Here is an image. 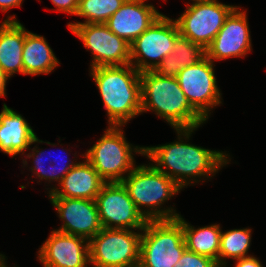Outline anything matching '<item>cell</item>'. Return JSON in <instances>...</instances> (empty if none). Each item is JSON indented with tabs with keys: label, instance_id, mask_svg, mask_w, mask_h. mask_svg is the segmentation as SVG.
Listing matches in <instances>:
<instances>
[{
	"label": "cell",
	"instance_id": "6da1fadb",
	"mask_svg": "<svg viewBox=\"0 0 266 267\" xmlns=\"http://www.w3.org/2000/svg\"><path fill=\"white\" fill-rule=\"evenodd\" d=\"M194 130L195 128L176 129L180 136L179 141L144 147V155L157 163L152 166L175 181L181 188L190 184L189 177L194 179L196 176L207 177L208 175L209 177V174L216 173L218 169L228 163L227 155L223 152L183 143L181 136L189 139Z\"/></svg>",
	"mask_w": 266,
	"mask_h": 267
},
{
	"label": "cell",
	"instance_id": "7a4b0ae2",
	"mask_svg": "<svg viewBox=\"0 0 266 267\" xmlns=\"http://www.w3.org/2000/svg\"><path fill=\"white\" fill-rule=\"evenodd\" d=\"M110 126H123L141 113L140 72L131 64L91 68Z\"/></svg>",
	"mask_w": 266,
	"mask_h": 267
},
{
	"label": "cell",
	"instance_id": "3957f363",
	"mask_svg": "<svg viewBox=\"0 0 266 267\" xmlns=\"http://www.w3.org/2000/svg\"><path fill=\"white\" fill-rule=\"evenodd\" d=\"M141 113L153 110L175 129H197L206 121L190 104L176 77L140 73Z\"/></svg>",
	"mask_w": 266,
	"mask_h": 267
},
{
	"label": "cell",
	"instance_id": "277c9868",
	"mask_svg": "<svg viewBox=\"0 0 266 267\" xmlns=\"http://www.w3.org/2000/svg\"><path fill=\"white\" fill-rule=\"evenodd\" d=\"M138 211L149 220L175 219L180 215L172 208L158 210V207L182 189L175 181L152 164L135 167L122 181ZM150 208L142 211L141 207Z\"/></svg>",
	"mask_w": 266,
	"mask_h": 267
},
{
	"label": "cell",
	"instance_id": "5b68a950",
	"mask_svg": "<svg viewBox=\"0 0 266 267\" xmlns=\"http://www.w3.org/2000/svg\"><path fill=\"white\" fill-rule=\"evenodd\" d=\"M142 231L138 267H176L186 249L181 215L149 220Z\"/></svg>",
	"mask_w": 266,
	"mask_h": 267
},
{
	"label": "cell",
	"instance_id": "8992f818",
	"mask_svg": "<svg viewBox=\"0 0 266 267\" xmlns=\"http://www.w3.org/2000/svg\"><path fill=\"white\" fill-rule=\"evenodd\" d=\"M132 151L144 155V147L136 146L133 149L119 126H109L104 135L82 156L105 182H121L125 178L122 175L135 168Z\"/></svg>",
	"mask_w": 266,
	"mask_h": 267
},
{
	"label": "cell",
	"instance_id": "52a82bcc",
	"mask_svg": "<svg viewBox=\"0 0 266 267\" xmlns=\"http://www.w3.org/2000/svg\"><path fill=\"white\" fill-rule=\"evenodd\" d=\"M141 234L132 229L102 228L89 243L94 267H138Z\"/></svg>",
	"mask_w": 266,
	"mask_h": 267
},
{
	"label": "cell",
	"instance_id": "ba28073f",
	"mask_svg": "<svg viewBox=\"0 0 266 267\" xmlns=\"http://www.w3.org/2000/svg\"><path fill=\"white\" fill-rule=\"evenodd\" d=\"M179 36L177 22L162 14L130 44V64L140 73L154 71L173 51Z\"/></svg>",
	"mask_w": 266,
	"mask_h": 267
},
{
	"label": "cell",
	"instance_id": "9c48e42d",
	"mask_svg": "<svg viewBox=\"0 0 266 267\" xmlns=\"http://www.w3.org/2000/svg\"><path fill=\"white\" fill-rule=\"evenodd\" d=\"M237 6L217 0L195 1L187 4L185 12L175 20L180 35L206 49L223 27L226 18Z\"/></svg>",
	"mask_w": 266,
	"mask_h": 267
},
{
	"label": "cell",
	"instance_id": "30bf717a",
	"mask_svg": "<svg viewBox=\"0 0 266 267\" xmlns=\"http://www.w3.org/2000/svg\"><path fill=\"white\" fill-rule=\"evenodd\" d=\"M69 29L91 49V68L130 64V44L114 34L105 23H69Z\"/></svg>",
	"mask_w": 266,
	"mask_h": 267
},
{
	"label": "cell",
	"instance_id": "8fae6325",
	"mask_svg": "<svg viewBox=\"0 0 266 267\" xmlns=\"http://www.w3.org/2000/svg\"><path fill=\"white\" fill-rule=\"evenodd\" d=\"M95 201L103 228L142 231L148 221L138 211L122 182H105Z\"/></svg>",
	"mask_w": 266,
	"mask_h": 267
},
{
	"label": "cell",
	"instance_id": "7c38bea8",
	"mask_svg": "<svg viewBox=\"0 0 266 267\" xmlns=\"http://www.w3.org/2000/svg\"><path fill=\"white\" fill-rule=\"evenodd\" d=\"M213 61L205 57L198 63L184 67L176 79L191 106L205 119L209 110L221 103Z\"/></svg>",
	"mask_w": 266,
	"mask_h": 267
},
{
	"label": "cell",
	"instance_id": "4fadbf2b",
	"mask_svg": "<svg viewBox=\"0 0 266 267\" xmlns=\"http://www.w3.org/2000/svg\"><path fill=\"white\" fill-rule=\"evenodd\" d=\"M64 224L57 231L80 236L88 241L103 227L95 200L82 198H50Z\"/></svg>",
	"mask_w": 266,
	"mask_h": 267
},
{
	"label": "cell",
	"instance_id": "5bb4252c",
	"mask_svg": "<svg viewBox=\"0 0 266 267\" xmlns=\"http://www.w3.org/2000/svg\"><path fill=\"white\" fill-rule=\"evenodd\" d=\"M38 253L44 267H87L90 263L88 240L57 230L51 232Z\"/></svg>",
	"mask_w": 266,
	"mask_h": 267
},
{
	"label": "cell",
	"instance_id": "9a60e30c",
	"mask_svg": "<svg viewBox=\"0 0 266 267\" xmlns=\"http://www.w3.org/2000/svg\"><path fill=\"white\" fill-rule=\"evenodd\" d=\"M236 7L226 18L223 27L205 49L211 61L245 56L251 51L247 15Z\"/></svg>",
	"mask_w": 266,
	"mask_h": 267
},
{
	"label": "cell",
	"instance_id": "2e32d148",
	"mask_svg": "<svg viewBox=\"0 0 266 267\" xmlns=\"http://www.w3.org/2000/svg\"><path fill=\"white\" fill-rule=\"evenodd\" d=\"M146 0H126L106 22L107 27L117 36L131 44L148 29L162 14Z\"/></svg>",
	"mask_w": 266,
	"mask_h": 267
},
{
	"label": "cell",
	"instance_id": "e0dca14e",
	"mask_svg": "<svg viewBox=\"0 0 266 267\" xmlns=\"http://www.w3.org/2000/svg\"><path fill=\"white\" fill-rule=\"evenodd\" d=\"M105 181L86 160L77 163L64 176L60 183L62 190L53 188L49 191L50 198H82L95 200Z\"/></svg>",
	"mask_w": 266,
	"mask_h": 267
},
{
	"label": "cell",
	"instance_id": "ac0fdd59",
	"mask_svg": "<svg viewBox=\"0 0 266 267\" xmlns=\"http://www.w3.org/2000/svg\"><path fill=\"white\" fill-rule=\"evenodd\" d=\"M40 142L27 121L15 111L3 105L0 113V150L15 156L30 148L32 143Z\"/></svg>",
	"mask_w": 266,
	"mask_h": 267
},
{
	"label": "cell",
	"instance_id": "d6986e66",
	"mask_svg": "<svg viewBox=\"0 0 266 267\" xmlns=\"http://www.w3.org/2000/svg\"><path fill=\"white\" fill-rule=\"evenodd\" d=\"M15 19L8 16L0 25V67L9 78L16 72L23 74L22 51L27 31Z\"/></svg>",
	"mask_w": 266,
	"mask_h": 267
},
{
	"label": "cell",
	"instance_id": "ffe728a7",
	"mask_svg": "<svg viewBox=\"0 0 266 267\" xmlns=\"http://www.w3.org/2000/svg\"><path fill=\"white\" fill-rule=\"evenodd\" d=\"M22 60L23 74L33 76L51 73L59 64L45 38L29 31L25 36Z\"/></svg>",
	"mask_w": 266,
	"mask_h": 267
},
{
	"label": "cell",
	"instance_id": "44dd1931",
	"mask_svg": "<svg viewBox=\"0 0 266 267\" xmlns=\"http://www.w3.org/2000/svg\"><path fill=\"white\" fill-rule=\"evenodd\" d=\"M206 57V50L182 37L176 39L173 51L154 70L160 76L176 77L187 66L194 65Z\"/></svg>",
	"mask_w": 266,
	"mask_h": 267
},
{
	"label": "cell",
	"instance_id": "7402d4cb",
	"mask_svg": "<svg viewBox=\"0 0 266 267\" xmlns=\"http://www.w3.org/2000/svg\"><path fill=\"white\" fill-rule=\"evenodd\" d=\"M186 248L194 253L212 258L219 266L220 226L210 225L195 229L182 218Z\"/></svg>",
	"mask_w": 266,
	"mask_h": 267
},
{
	"label": "cell",
	"instance_id": "603a6c76",
	"mask_svg": "<svg viewBox=\"0 0 266 267\" xmlns=\"http://www.w3.org/2000/svg\"><path fill=\"white\" fill-rule=\"evenodd\" d=\"M251 242L250 229H233L221 232L219 248V267L226 266V258L239 259L247 255ZM225 258V259H224Z\"/></svg>",
	"mask_w": 266,
	"mask_h": 267
},
{
	"label": "cell",
	"instance_id": "cb8c5ba5",
	"mask_svg": "<svg viewBox=\"0 0 266 267\" xmlns=\"http://www.w3.org/2000/svg\"><path fill=\"white\" fill-rule=\"evenodd\" d=\"M126 0H79L76 15L85 17L84 23H105Z\"/></svg>",
	"mask_w": 266,
	"mask_h": 267
},
{
	"label": "cell",
	"instance_id": "d4e9b609",
	"mask_svg": "<svg viewBox=\"0 0 266 267\" xmlns=\"http://www.w3.org/2000/svg\"><path fill=\"white\" fill-rule=\"evenodd\" d=\"M35 148L32 149V152H35V153H29V155H27L28 158H31L33 156H37V157H33L35 160H34V163H35V167L31 168V170H35L34 173L40 178V179H45V180H48L51 181V180H54V181H58L59 184L61 183L62 179L64 178V176L72 169V167H74L77 163H67V165H65L64 167H62V171L59 170L58 171V174L56 172V169H55V166H52L53 169H49L48 171H46L44 169V167L42 166L43 165V162H41L42 160V157H40L42 154H44V152L42 151H39V150H36ZM37 153V154H36ZM41 153V155H40ZM40 155V156H39ZM55 161V160H54ZM53 161V162H54ZM51 162V161H50ZM52 163V162H51ZM65 163V162H64ZM51 170V171H50ZM56 173V174H55Z\"/></svg>",
	"mask_w": 266,
	"mask_h": 267
},
{
	"label": "cell",
	"instance_id": "484cf974",
	"mask_svg": "<svg viewBox=\"0 0 266 267\" xmlns=\"http://www.w3.org/2000/svg\"><path fill=\"white\" fill-rule=\"evenodd\" d=\"M176 267H219L210 257L194 253L187 248L183 252Z\"/></svg>",
	"mask_w": 266,
	"mask_h": 267
},
{
	"label": "cell",
	"instance_id": "4316f807",
	"mask_svg": "<svg viewBox=\"0 0 266 267\" xmlns=\"http://www.w3.org/2000/svg\"><path fill=\"white\" fill-rule=\"evenodd\" d=\"M59 12H66L76 15L79 6V0H51Z\"/></svg>",
	"mask_w": 266,
	"mask_h": 267
},
{
	"label": "cell",
	"instance_id": "83f0119b",
	"mask_svg": "<svg viewBox=\"0 0 266 267\" xmlns=\"http://www.w3.org/2000/svg\"><path fill=\"white\" fill-rule=\"evenodd\" d=\"M237 263L235 267H262L260 261L253 256L236 259Z\"/></svg>",
	"mask_w": 266,
	"mask_h": 267
},
{
	"label": "cell",
	"instance_id": "f1b7e54d",
	"mask_svg": "<svg viewBox=\"0 0 266 267\" xmlns=\"http://www.w3.org/2000/svg\"><path fill=\"white\" fill-rule=\"evenodd\" d=\"M23 0H0V9L6 12L12 7H19Z\"/></svg>",
	"mask_w": 266,
	"mask_h": 267
},
{
	"label": "cell",
	"instance_id": "f546056e",
	"mask_svg": "<svg viewBox=\"0 0 266 267\" xmlns=\"http://www.w3.org/2000/svg\"><path fill=\"white\" fill-rule=\"evenodd\" d=\"M8 76L0 67V97L5 96V87L8 80Z\"/></svg>",
	"mask_w": 266,
	"mask_h": 267
},
{
	"label": "cell",
	"instance_id": "4dcf8cb0",
	"mask_svg": "<svg viewBox=\"0 0 266 267\" xmlns=\"http://www.w3.org/2000/svg\"><path fill=\"white\" fill-rule=\"evenodd\" d=\"M4 257H5L4 255L0 254V267H7L4 263L5 262Z\"/></svg>",
	"mask_w": 266,
	"mask_h": 267
}]
</instances>
